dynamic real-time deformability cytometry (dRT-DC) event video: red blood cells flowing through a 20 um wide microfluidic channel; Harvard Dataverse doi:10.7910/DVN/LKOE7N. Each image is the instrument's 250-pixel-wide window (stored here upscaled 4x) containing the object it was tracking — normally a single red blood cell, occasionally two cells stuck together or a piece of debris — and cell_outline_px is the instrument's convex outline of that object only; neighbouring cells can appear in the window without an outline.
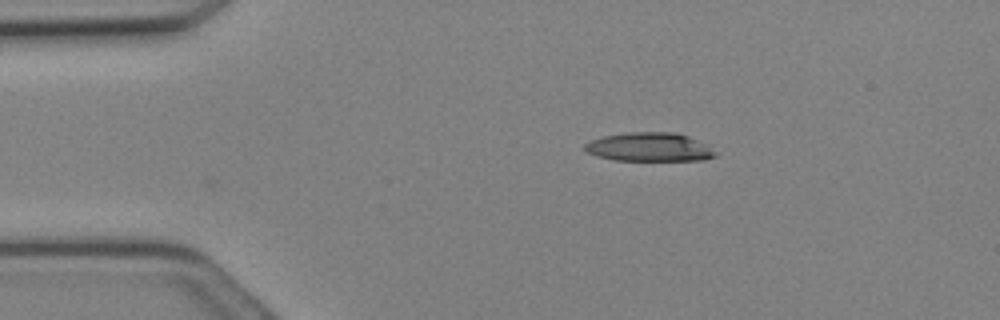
{"species": "Egyptian fruit bat (a non-hibernating species)", "species_latin": "Rousettus aegyptiacus", "temperature_condition": "cold", "stored_images_in_passage": 2, "camera_frame_rate_fps": 3000, "um_per_image_px": 0.085, "animal": {"sex": "female"}, "frame": {"image": 1, "passage_image": 2, "time_ms": 0.333, "image_size_px": [1000, 320], "cell_outline_px": [[720, 152], [716, 156], [704, 160], [616, 160], [596, 156], [584, 152], [584, 144], [592, 140], [604, 136], [628, 132], [672, 132], [688, 136], [708, 144]], "centroid_in_image_um": [55.25, 12.5], "position_along_channel_um": 29.8, "area_um2": 22.14}}